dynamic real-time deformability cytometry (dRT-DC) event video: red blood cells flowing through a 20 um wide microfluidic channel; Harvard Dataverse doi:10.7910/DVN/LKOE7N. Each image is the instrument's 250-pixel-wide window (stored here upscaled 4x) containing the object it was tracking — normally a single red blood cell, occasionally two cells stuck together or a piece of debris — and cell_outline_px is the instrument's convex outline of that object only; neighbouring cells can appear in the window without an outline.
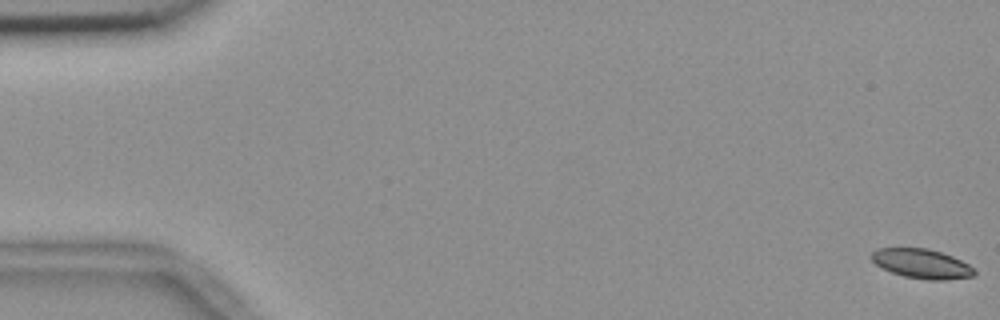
{"species": "common noctule bat (a hibernating species)", "species_latin": "Nyctalus noctula", "temperature_condition": "room temperature", "stored_images_in_passage": 7, "camera_frame_rate_fps": 3000, "um_per_image_px": 0.085, "animal": {"sex": "female", "body_mass_g": 18.4}, "frame": {"image": 1, "passage_image": 1, "time_ms": 0.0, "image_size_px": [1000, 320], "cell_outline_px": [[976, 276], [948, 280], [928, 280], [904, 276], [892, 272], [876, 264], [872, 260], [872, 252], [876, 248], [928, 248], [952, 256], [968, 264], [976, 272]], "centroid_in_image_um": [78.37, 22.42], "position_along_channel_um": 6.6, "area_um2": 17.57}}
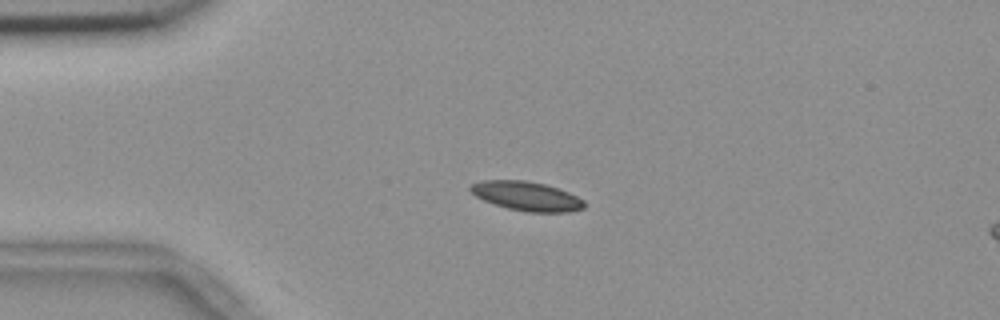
{"frame": {"image": 2, "passage_image": 5, "time_ms": 1.333, "image_size_px": [1000, 320], "cell_outline_px": [[584, 208], [568, 212], [528, 212], [508, 208], [484, 200], [476, 196], [468, 188], [472, 184], [484, 180], [524, 180], [544, 184], [568, 192], [584, 200]], "centroid_in_image_um": [44.77, 16.67], "position_along_channel_um": 40.2, "area_um2": 19.07}}